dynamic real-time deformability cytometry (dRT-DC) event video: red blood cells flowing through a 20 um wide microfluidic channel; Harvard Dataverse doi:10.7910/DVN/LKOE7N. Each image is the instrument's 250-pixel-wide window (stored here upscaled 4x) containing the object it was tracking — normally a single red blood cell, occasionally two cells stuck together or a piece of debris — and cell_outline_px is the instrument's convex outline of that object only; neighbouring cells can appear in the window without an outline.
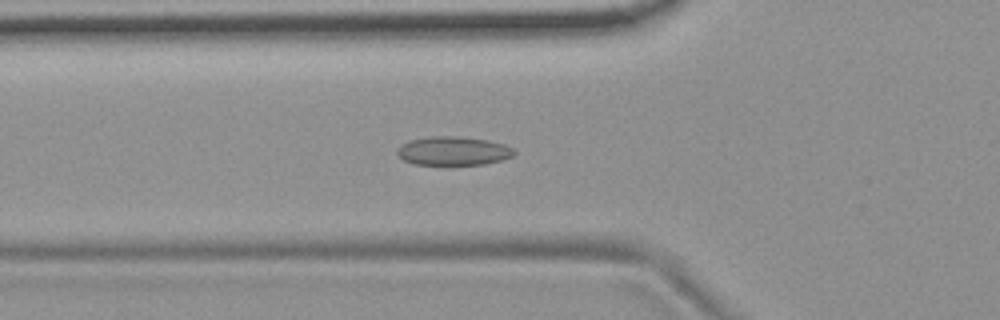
{"species": "common noctule bat (a hibernating species)", "species_latin": "Nyctalus noctula", "temperature_condition": "room temperature", "stored_images_in_passage": 47, "camera_frame_rate_fps": 3000, "um_per_image_px": 0.085, "animal": {"sex": "female", "body_mass_g": 19.9}, "frame": {"image": 1, "passage_image": 16, "time_ms": 5.0, "image_size_px": [1000, 320], "cell_outline_px": [[516, 152], [512, 156], [500, 160], [484, 164], [412, 164], [404, 160], [396, 152], [396, 148], [400, 144], [408, 140], [428, 136], [460, 136], [488, 140], [504, 144], [512, 148]], "centroid_in_image_um": [38.48, 12.81], "position_along_channel_um": 87.3, "area_um2": 19.65}}
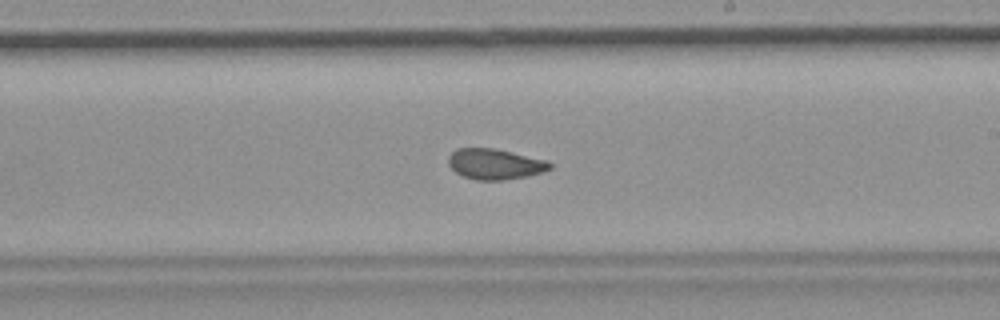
{"frame": {"image": 2, "passage_image": 29, "time_ms": 9.333, "image_size_px": [1000, 320], "cell_outline_px": [[552, 168], [544, 172], [504, 180], [476, 180], [464, 176], [456, 172], [448, 164], [448, 156], [456, 148], [492, 148], [512, 152], [544, 160], [552, 164]], "centroid_in_image_um": [42.04, 13.94], "position_along_channel_um": 247.0, "area_um2": 17.92}}
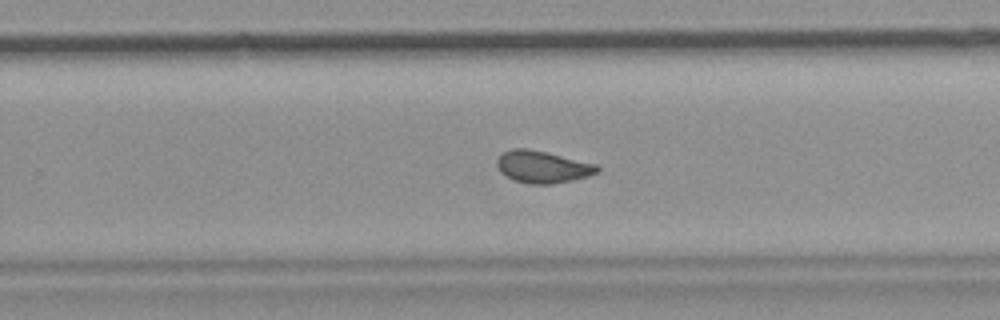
{"frame": {"image": 3, "passage_image": 32, "time_ms": 10.333, "image_size_px": [1000, 320], "cell_outline_px": [[600, 172], [588, 176], [572, 180], [552, 184], [528, 184], [512, 180], [500, 172], [496, 164], [496, 160], [504, 152], [512, 148], [528, 148], [548, 152], [596, 164], [600, 168]], "centroid_in_image_um": [46.11, 14.18], "position_along_channel_um": 283.7, "area_um2": 18.96}, "authors_computed_cell_mechanics": {"area_um2": 18.6116, "velocity_mm_per_s": 3.6868, "shape_relaxation_time_tau1_ms": null, "shape_relaxation_time_tau2_ms": 1.7056, "deformation_change_tau1": null, "deformation_change_tau2": 0.0629}}